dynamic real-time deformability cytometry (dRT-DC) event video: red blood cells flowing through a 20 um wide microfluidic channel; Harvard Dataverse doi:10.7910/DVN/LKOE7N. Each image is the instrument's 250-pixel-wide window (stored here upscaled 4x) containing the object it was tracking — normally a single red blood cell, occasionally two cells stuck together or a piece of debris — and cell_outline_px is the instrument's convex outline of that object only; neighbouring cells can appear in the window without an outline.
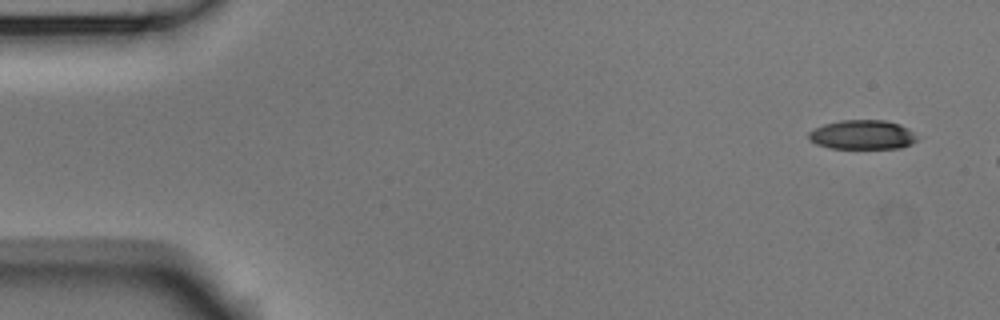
{"species": "Egyptian fruit bat (a non-hibernating species)", "species_latin": "Rousettus aegyptiacus", "temperature_condition": "room temperature", "stored_images_in_passage": 7, "camera_frame_rate_fps": 3000, "um_per_image_px": 0.085, "animal": {"sex": "male"}, "frame": {"image": 1, "passage_image": 1, "time_ms": 0.0, "image_size_px": [1000, 320], "cell_outline_px": [[916, 140], [912, 144], [900, 148], [832, 148], [816, 144], [808, 140], [808, 132], [824, 124], [840, 120], [884, 120], [900, 124], [908, 128], [916, 136]], "centroid_in_image_um": [73.29, 11.45], "position_along_channel_um": 11.7, "area_um2": 18.5}}